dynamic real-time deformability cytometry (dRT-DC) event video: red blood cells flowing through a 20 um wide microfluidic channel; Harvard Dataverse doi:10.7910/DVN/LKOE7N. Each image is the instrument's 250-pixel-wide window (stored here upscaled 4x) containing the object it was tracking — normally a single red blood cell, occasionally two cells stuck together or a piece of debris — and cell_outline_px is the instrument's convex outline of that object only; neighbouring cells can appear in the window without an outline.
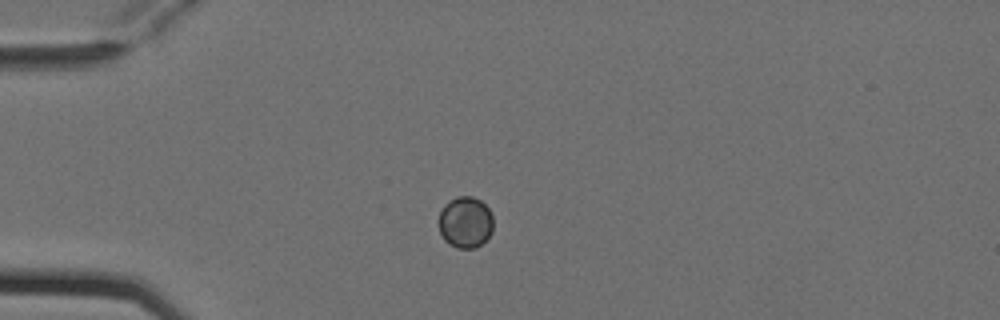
{"species": "Egyptian fruit bat (a non-hibernating species)", "species_latin": "Rousettus aegyptiacus", "temperature_condition": "cold", "stored_images_in_passage": 3, "camera_frame_rate_fps": 3000, "um_per_image_px": 0.085, "animal": {"sex": "female"}, "frame": {"image": 1, "passage_image": 2, "time_ms": 0.333, "image_size_px": [1000, 320], "cell_outline_px": [[492, 232], [476, 248], [456, 248], [448, 244], [444, 240], [440, 232], [440, 212], [444, 204], [456, 196], [472, 196], [480, 200], [488, 208], [492, 216]], "centroid_in_image_um": [39.55, 18.89], "position_along_channel_um": 45.5, "area_um2": 16.24}}